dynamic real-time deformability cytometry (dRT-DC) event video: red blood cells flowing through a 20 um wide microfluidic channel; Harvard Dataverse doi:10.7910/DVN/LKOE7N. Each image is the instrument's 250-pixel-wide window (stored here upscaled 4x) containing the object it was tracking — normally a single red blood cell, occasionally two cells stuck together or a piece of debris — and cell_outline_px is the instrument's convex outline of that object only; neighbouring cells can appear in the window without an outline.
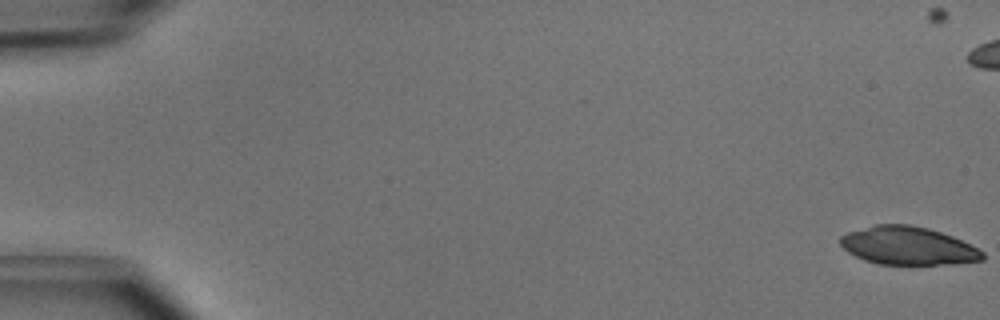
{"species": "common noctule bat (a hibernating species)", "species_latin": "Nyctalus noctula", "temperature_condition": "cold", "stored_images_in_passage": 5, "camera_frame_rate_fps": 3000, "um_per_image_px": 0.085, "animal": {"sex": "male", "body_mass_g": 15.6}, "frame": {"image": 1, "passage_image": 1, "time_ms": 0.0, "image_size_px": [1000, 320], "cell_outline_px": [[984, 260], [952, 264], [876, 264], [864, 260], [848, 252], [840, 244], [840, 236], [848, 232], [876, 224], [908, 224], [928, 228], [952, 236], [984, 252]], "centroid_in_image_um": [77.16, 20.89], "position_along_channel_um": 7.8, "area_um2": 31.44}}